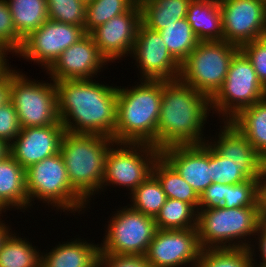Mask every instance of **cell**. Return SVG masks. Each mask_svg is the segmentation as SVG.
<instances>
[{"instance_id":"3957f363","label":"cell","mask_w":266,"mask_h":267,"mask_svg":"<svg viewBox=\"0 0 266 267\" xmlns=\"http://www.w3.org/2000/svg\"><path fill=\"white\" fill-rule=\"evenodd\" d=\"M138 85L131 89L117 87L116 127L112 139L115 143H145L157 148L162 80H142Z\"/></svg>"},{"instance_id":"ffe728a7","label":"cell","mask_w":266,"mask_h":267,"mask_svg":"<svg viewBox=\"0 0 266 267\" xmlns=\"http://www.w3.org/2000/svg\"><path fill=\"white\" fill-rule=\"evenodd\" d=\"M100 246L80 239L59 244L49 253H40V267H99Z\"/></svg>"},{"instance_id":"277c9868","label":"cell","mask_w":266,"mask_h":267,"mask_svg":"<svg viewBox=\"0 0 266 267\" xmlns=\"http://www.w3.org/2000/svg\"><path fill=\"white\" fill-rule=\"evenodd\" d=\"M112 138L96 134L65 132L60 144L72 188L89 203V198L101 190L105 173V160Z\"/></svg>"},{"instance_id":"681fc988","label":"cell","mask_w":266,"mask_h":267,"mask_svg":"<svg viewBox=\"0 0 266 267\" xmlns=\"http://www.w3.org/2000/svg\"><path fill=\"white\" fill-rule=\"evenodd\" d=\"M261 224L266 228V218L261 222Z\"/></svg>"},{"instance_id":"44dd1931","label":"cell","mask_w":266,"mask_h":267,"mask_svg":"<svg viewBox=\"0 0 266 267\" xmlns=\"http://www.w3.org/2000/svg\"><path fill=\"white\" fill-rule=\"evenodd\" d=\"M186 19L199 41L223 40L219 0H191Z\"/></svg>"},{"instance_id":"2e32d148","label":"cell","mask_w":266,"mask_h":267,"mask_svg":"<svg viewBox=\"0 0 266 267\" xmlns=\"http://www.w3.org/2000/svg\"><path fill=\"white\" fill-rule=\"evenodd\" d=\"M141 23V7L137 2L128 12L115 16L105 24L98 26L90 35L100 54L107 62H113L126 54H131Z\"/></svg>"},{"instance_id":"60d3db41","label":"cell","mask_w":266,"mask_h":267,"mask_svg":"<svg viewBox=\"0 0 266 267\" xmlns=\"http://www.w3.org/2000/svg\"><path fill=\"white\" fill-rule=\"evenodd\" d=\"M226 194V184L213 182L199 197L198 209L221 207Z\"/></svg>"},{"instance_id":"ab89813d","label":"cell","mask_w":266,"mask_h":267,"mask_svg":"<svg viewBox=\"0 0 266 267\" xmlns=\"http://www.w3.org/2000/svg\"><path fill=\"white\" fill-rule=\"evenodd\" d=\"M99 267H152L145 255L99 253Z\"/></svg>"},{"instance_id":"5bb4252c","label":"cell","mask_w":266,"mask_h":267,"mask_svg":"<svg viewBox=\"0 0 266 267\" xmlns=\"http://www.w3.org/2000/svg\"><path fill=\"white\" fill-rule=\"evenodd\" d=\"M201 251L196 228L157 229L145 256L152 267H196Z\"/></svg>"},{"instance_id":"f546056e","label":"cell","mask_w":266,"mask_h":267,"mask_svg":"<svg viewBox=\"0 0 266 267\" xmlns=\"http://www.w3.org/2000/svg\"><path fill=\"white\" fill-rule=\"evenodd\" d=\"M155 222L161 230L196 228L197 210L190 203L167 198Z\"/></svg>"},{"instance_id":"bcb514c9","label":"cell","mask_w":266,"mask_h":267,"mask_svg":"<svg viewBox=\"0 0 266 267\" xmlns=\"http://www.w3.org/2000/svg\"><path fill=\"white\" fill-rule=\"evenodd\" d=\"M10 154V144L0 139V160L6 158Z\"/></svg>"},{"instance_id":"b9f144b4","label":"cell","mask_w":266,"mask_h":267,"mask_svg":"<svg viewBox=\"0 0 266 267\" xmlns=\"http://www.w3.org/2000/svg\"><path fill=\"white\" fill-rule=\"evenodd\" d=\"M12 69L9 64L0 72V107L11 100Z\"/></svg>"},{"instance_id":"4316f807","label":"cell","mask_w":266,"mask_h":267,"mask_svg":"<svg viewBox=\"0 0 266 267\" xmlns=\"http://www.w3.org/2000/svg\"><path fill=\"white\" fill-rule=\"evenodd\" d=\"M152 174L161 184L167 198L190 203L198 211L199 196L161 155L154 163Z\"/></svg>"},{"instance_id":"4dcf8cb0","label":"cell","mask_w":266,"mask_h":267,"mask_svg":"<svg viewBox=\"0 0 266 267\" xmlns=\"http://www.w3.org/2000/svg\"><path fill=\"white\" fill-rule=\"evenodd\" d=\"M253 255L252 247L202 249L196 267H254Z\"/></svg>"},{"instance_id":"9c48e42d","label":"cell","mask_w":266,"mask_h":267,"mask_svg":"<svg viewBox=\"0 0 266 267\" xmlns=\"http://www.w3.org/2000/svg\"><path fill=\"white\" fill-rule=\"evenodd\" d=\"M10 101L16 109L21 128L61 123L54 81L50 84L32 81L12 69Z\"/></svg>"},{"instance_id":"1f68e13d","label":"cell","mask_w":266,"mask_h":267,"mask_svg":"<svg viewBox=\"0 0 266 267\" xmlns=\"http://www.w3.org/2000/svg\"><path fill=\"white\" fill-rule=\"evenodd\" d=\"M40 264L39 251L11 231L0 249V267H40Z\"/></svg>"},{"instance_id":"7dc6e473","label":"cell","mask_w":266,"mask_h":267,"mask_svg":"<svg viewBox=\"0 0 266 267\" xmlns=\"http://www.w3.org/2000/svg\"><path fill=\"white\" fill-rule=\"evenodd\" d=\"M6 53L0 49V72L7 66Z\"/></svg>"},{"instance_id":"e0dca14e","label":"cell","mask_w":266,"mask_h":267,"mask_svg":"<svg viewBox=\"0 0 266 267\" xmlns=\"http://www.w3.org/2000/svg\"><path fill=\"white\" fill-rule=\"evenodd\" d=\"M106 64L108 63L100 54L93 37L86 34L77 43L64 50L47 73L54 82L92 79Z\"/></svg>"},{"instance_id":"603a6c76","label":"cell","mask_w":266,"mask_h":267,"mask_svg":"<svg viewBox=\"0 0 266 267\" xmlns=\"http://www.w3.org/2000/svg\"><path fill=\"white\" fill-rule=\"evenodd\" d=\"M211 181L234 185L249 179H259L266 169V162H235L222 157L209 144Z\"/></svg>"},{"instance_id":"f907efd6","label":"cell","mask_w":266,"mask_h":267,"mask_svg":"<svg viewBox=\"0 0 266 267\" xmlns=\"http://www.w3.org/2000/svg\"><path fill=\"white\" fill-rule=\"evenodd\" d=\"M80 1H82V2H84V3H86V4H88V3H90L92 0H80Z\"/></svg>"},{"instance_id":"d6a6232c","label":"cell","mask_w":266,"mask_h":267,"mask_svg":"<svg viewBox=\"0 0 266 267\" xmlns=\"http://www.w3.org/2000/svg\"><path fill=\"white\" fill-rule=\"evenodd\" d=\"M130 194L133 204L129 206L153 218L159 214L167 199L161 184L153 174Z\"/></svg>"},{"instance_id":"f35d334b","label":"cell","mask_w":266,"mask_h":267,"mask_svg":"<svg viewBox=\"0 0 266 267\" xmlns=\"http://www.w3.org/2000/svg\"><path fill=\"white\" fill-rule=\"evenodd\" d=\"M21 125L12 102H8L0 107V139L8 144L18 136Z\"/></svg>"},{"instance_id":"7bdbcfd3","label":"cell","mask_w":266,"mask_h":267,"mask_svg":"<svg viewBox=\"0 0 266 267\" xmlns=\"http://www.w3.org/2000/svg\"><path fill=\"white\" fill-rule=\"evenodd\" d=\"M257 207L259 219L262 222L266 218V169L258 179Z\"/></svg>"},{"instance_id":"74e56055","label":"cell","mask_w":266,"mask_h":267,"mask_svg":"<svg viewBox=\"0 0 266 267\" xmlns=\"http://www.w3.org/2000/svg\"><path fill=\"white\" fill-rule=\"evenodd\" d=\"M240 50L250 60L259 81L266 88V35L242 45Z\"/></svg>"},{"instance_id":"f1b7e54d","label":"cell","mask_w":266,"mask_h":267,"mask_svg":"<svg viewBox=\"0 0 266 267\" xmlns=\"http://www.w3.org/2000/svg\"><path fill=\"white\" fill-rule=\"evenodd\" d=\"M159 33L168 51L180 65L199 43L186 18L168 25Z\"/></svg>"},{"instance_id":"7402d4cb","label":"cell","mask_w":266,"mask_h":267,"mask_svg":"<svg viewBox=\"0 0 266 267\" xmlns=\"http://www.w3.org/2000/svg\"><path fill=\"white\" fill-rule=\"evenodd\" d=\"M0 203L7 208H28L26 169L10 154L0 160Z\"/></svg>"},{"instance_id":"d590c367","label":"cell","mask_w":266,"mask_h":267,"mask_svg":"<svg viewBox=\"0 0 266 267\" xmlns=\"http://www.w3.org/2000/svg\"><path fill=\"white\" fill-rule=\"evenodd\" d=\"M258 179H249L238 184H226L223 202L225 208L257 206Z\"/></svg>"},{"instance_id":"f6af8a7d","label":"cell","mask_w":266,"mask_h":267,"mask_svg":"<svg viewBox=\"0 0 266 267\" xmlns=\"http://www.w3.org/2000/svg\"><path fill=\"white\" fill-rule=\"evenodd\" d=\"M10 234V229L4 223H2V221H0V249Z\"/></svg>"},{"instance_id":"52a82bcc","label":"cell","mask_w":266,"mask_h":267,"mask_svg":"<svg viewBox=\"0 0 266 267\" xmlns=\"http://www.w3.org/2000/svg\"><path fill=\"white\" fill-rule=\"evenodd\" d=\"M28 202L34 198L50 203L57 209L82 211L86 201L72 188L62 155L56 153L26 169Z\"/></svg>"},{"instance_id":"30bf717a","label":"cell","mask_w":266,"mask_h":267,"mask_svg":"<svg viewBox=\"0 0 266 267\" xmlns=\"http://www.w3.org/2000/svg\"><path fill=\"white\" fill-rule=\"evenodd\" d=\"M115 145L117 147L113 148ZM159 156L160 150L150 144H112L107 151L102 187L108 184L122 185L132 193L151 176L154 163Z\"/></svg>"},{"instance_id":"484cf974","label":"cell","mask_w":266,"mask_h":267,"mask_svg":"<svg viewBox=\"0 0 266 267\" xmlns=\"http://www.w3.org/2000/svg\"><path fill=\"white\" fill-rule=\"evenodd\" d=\"M230 122L266 161V98L242 109Z\"/></svg>"},{"instance_id":"7c38bea8","label":"cell","mask_w":266,"mask_h":267,"mask_svg":"<svg viewBox=\"0 0 266 267\" xmlns=\"http://www.w3.org/2000/svg\"><path fill=\"white\" fill-rule=\"evenodd\" d=\"M85 35L83 27L48 19L24 38L22 47L16 54L44 65L48 70L64 50Z\"/></svg>"},{"instance_id":"8fae6325","label":"cell","mask_w":266,"mask_h":267,"mask_svg":"<svg viewBox=\"0 0 266 267\" xmlns=\"http://www.w3.org/2000/svg\"><path fill=\"white\" fill-rule=\"evenodd\" d=\"M100 253L145 255L157 231L155 218L123 208L110 218Z\"/></svg>"},{"instance_id":"83f0119b","label":"cell","mask_w":266,"mask_h":267,"mask_svg":"<svg viewBox=\"0 0 266 267\" xmlns=\"http://www.w3.org/2000/svg\"><path fill=\"white\" fill-rule=\"evenodd\" d=\"M13 25L24 39L48 20L46 0H6Z\"/></svg>"},{"instance_id":"6da1fadb","label":"cell","mask_w":266,"mask_h":267,"mask_svg":"<svg viewBox=\"0 0 266 267\" xmlns=\"http://www.w3.org/2000/svg\"><path fill=\"white\" fill-rule=\"evenodd\" d=\"M55 84L58 116L66 132L113 138L117 111L116 87L99 84L92 79L61 80Z\"/></svg>"},{"instance_id":"4fadbf2b","label":"cell","mask_w":266,"mask_h":267,"mask_svg":"<svg viewBox=\"0 0 266 267\" xmlns=\"http://www.w3.org/2000/svg\"><path fill=\"white\" fill-rule=\"evenodd\" d=\"M223 40L238 47L266 35V0H219Z\"/></svg>"},{"instance_id":"ba28073f","label":"cell","mask_w":266,"mask_h":267,"mask_svg":"<svg viewBox=\"0 0 266 267\" xmlns=\"http://www.w3.org/2000/svg\"><path fill=\"white\" fill-rule=\"evenodd\" d=\"M266 98V88L259 81L252 63L239 50L231 60L225 81L210 99V107L230 121L242 109Z\"/></svg>"},{"instance_id":"d4e9b609","label":"cell","mask_w":266,"mask_h":267,"mask_svg":"<svg viewBox=\"0 0 266 267\" xmlns=\"http://www.w3.org/2000/svg\"><path fill=\"white\" fill-rule=\"evenodd\" d=\"M142 23L151 30L160 31L186 18L191 0H138Z\"/></svg>"},{"instance_id":"8d00e7d4","label":"cell","mask_w":266,"mask_h":267,"mask_svg":"<svg viewBox=\"0 0 266 267\" xmlns=\"http://www.w3.org/2000/svg\"><path fill=\"white\" fill-rule=\"evenodd\" d=\"M24 39L16 31L6 0H0V49L5 53H16L21 49Z\"/></svg>"},{"instance_id":"7a4b0ae2","label":"cell","mask_w":266,"mask_h":267,"mask_svg":"<svg viewBox=\"0 0 266 267\" xmlns=\"http://www.w3.org/2000/svg\"><path fill=\"white\" fill-rule=\"evenodd\" d=\"M209 109L210 99L180 79L162 81L157 149L205 143L201 135Z\"/></svg>"},{"instance_id":"e575fe53","label":"cell","mask_w":266,"mask_h":267,"mask_svg":"<svg viewBox=\"0 0 266 267\" xmlns=\"http://www.w3.org/2000/svg\"><path fill=\"white\" fill-rule=\"evenodd\" d=\"M48 19L85 27L87 4L80 0H46Z\"/></svg>"},{"instance_id":"9a60e30c","label":"cell","mask_w":266,"mask_h":267,"mask_svg":"<svg viewBox=\"0 0 266 267\" xmlns=\"http://www.w3.org/2000/svg\"><path fill=\"white\" fill-rule=\"evenodd\" d=\"M141 71V80H177L181 65L172 57L158 31L140 24L131 54Z\"/></svg>"},{"instance_id":"c3c4849f","label":"cell","mask_w":266,"mask_h":267,"mask_svg":"<svg viewBox=\"0 0 266 267\" xmlns=\"http://www.w3.org/2000/svg\"><path fill=\"white\" fill-rule=\"evenodd\" d=\"M4 210L6 211V208L0 203V214H2V211H4Z\"/></svg>"},{"instance_id":"ac0fdd59","label":"cell","mask_w":266,"mask_h":267,"mask_svg":"<svg viewBox=\"0 0 266 267\" xmlns=\"http://www.w3.org/2000/svg\"><path fill=\"white\" fill-rule=\"evenodd\" d=\"M160 155L200 195L213 182L209 167V143L172 145L160 150Z\"/></svg>"},{"instance_id":"d6986e66","label":"cell","mask_w":266,"mask_h":267,"mask_svg":"<svg viewBox=\"0 0 266 267\" xmlns=\"http://www.w3.org/2000/svg\"><path fill=\"white\" fill-rule=\"evenodd\" d=\"M65 132L62 123L45 127H24L10 144V155L27 169L30 165L59 153Z\"/></svg>"},{"instance_id":"8992f818","label":"cell","mask_w":266,"mask_h":267,"mask_svg":"<svg viewBox=\"0 0 266 267\" xmlns=\"http://www.w3.org/2000/svg\"><path fill=\"white\" fill-rule=\"evenodd\" d=\"M240 47L221 41H199L181 64L179 79L211 99L225 81Z\"/></svg>"},{"instance_id":"836d02e7","label":"cell","mask_w":266,"mask_h":267,"mask_svg":"<svg viewBox=\"0 0 266 267\" xmlns=\"http://www.w3.org/2000/svg\"><path fill=\"white\" fill-rule=\"evenodd\" d=\"M137 2L138 0H92L87 4L85 33L90 34L113 17L128 12Z\"/></svg>"},{"instance_id":"5b68a950","label":"cell","mask_w":266,"mask_h":267,"mask_svg":"<svg viewBox=\"0 0 266 267\" xmlns=\"http://www.w3.org/2000/svg\"><path fill=\"white\" fill-rule=\"evenodd\" d=\"M260 224L257 206H221L197 211L196 229L202 249L249 248L252 245L248 244L249 240L246 243V237L255 235ZM235 239L240 240L236 243Z\"/></svg>"},{"instance_id":"ee69618b","label":"cell","mask_w":266,"mask_h":267,"mask_svg":"<svg viewBox=\"0 0 266 267\" xmlns=\"http://www.w3.org/2000/svg\"><path fill=\"white\" fill-rule=\"evenodd\" d=\"M257 233L255 235L260 236V237H257L259 239L258 248H259V251L261 252V258L263 259L262 260L263 262L258 264L257 267H266V228L262 224H260V226L258 227Z\"/></svg>"},{"instance_id":"cb8c5ba5","label":"cell","mask_w":266,"mask_h":267,"mask_svg":"<svg viewBox=\"0 0 266 267\" xmlns=\"http://www.w3.org/2000/svg\"><path fill=\"white\" fill-rule=\"evenodd\" d=\"M223 128L217 141L209 142L222 157L235 162H266L234 124L224 121Z\"/></svg>"}]
</instances>
